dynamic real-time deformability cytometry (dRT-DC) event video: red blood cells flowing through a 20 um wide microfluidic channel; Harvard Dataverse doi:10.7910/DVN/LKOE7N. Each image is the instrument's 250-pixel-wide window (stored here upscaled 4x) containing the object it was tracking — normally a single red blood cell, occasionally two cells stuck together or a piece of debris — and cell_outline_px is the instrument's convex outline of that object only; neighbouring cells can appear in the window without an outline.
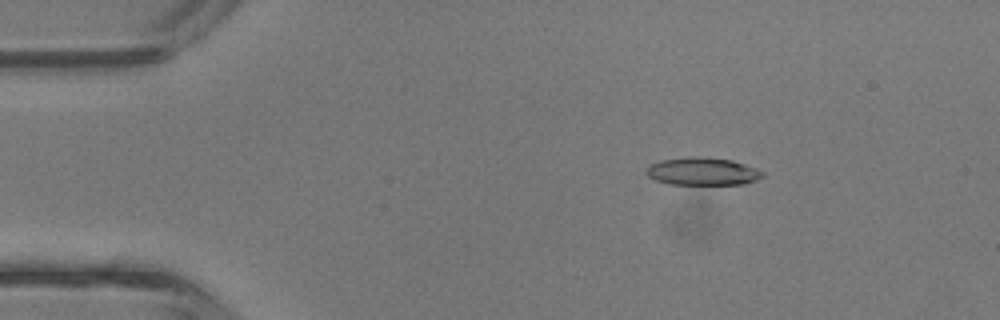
{"species": "common noctule bat (a hibernating species)", "species_latin": "Nyctalus noctula", "temperature_condition": "room temperature", "stored_images_in_passage": 43, "camera_frame_rate_fps": 3000, "um_per_image_px": 0.085, "animal": {"sex": "male", "body_mass_g": 13.3}, "frame": {"image": 1, "passage_image": 7, "time_ms": 2.0, "image_size_px": [1000, 320], "cell_outline_px": [[764, 176], [756, 180], [744, 184], [668, 184], [656, 180], [648, 176], [648, 164], [660, 160], [688, 156], [696, 156], [732, 160], [744, 164], [764, 172]], "centroid_in_image_um": [59.7, 14.56], "position_along_channel_um": 25.3, "area_um2": 18.73}}
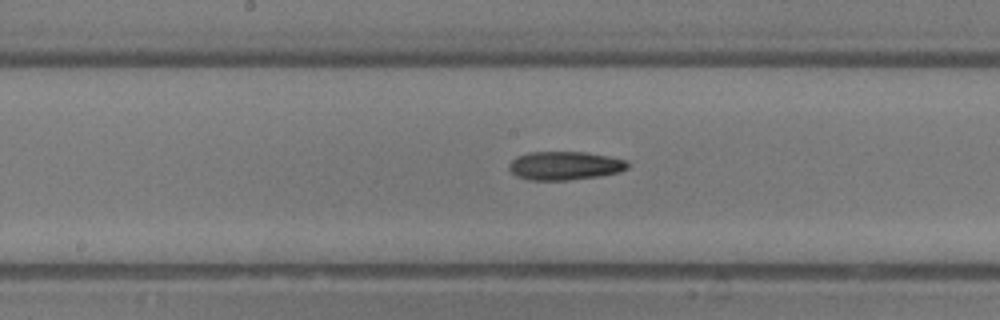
{"frame": {"image": 2, "passage_image": 22, "time_ms": 7.0, "image_size_px": [1000, 320], "cell_outline_px": [[628, 168], [620, 172], [600, 176], [568, 180], [528, 180], [516, 176], [508, 168], [508, 164], [516, 156], [528, 152], [584, 152], [608, 156], [628, 160]], "centroid_in_image_um": [48.0, 14.08], "position_along_channel_um": 200.2, "area_um2": 19.88}}
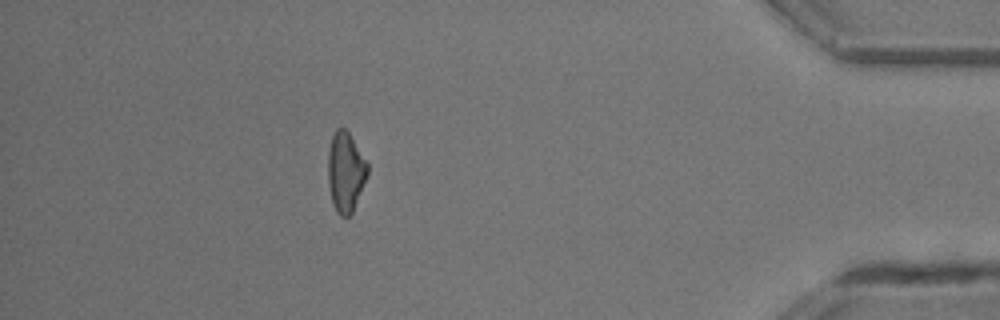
{"frame": {"image": 3, "passage_image": 38, "time_ms": 12.333, "image_size_px": [1000, 320], "cell_outline_px": [[368, 172], [352, 212], [348, 216], [340, 216], [336, 212], [332, 204], [328, 184], [328, 148], [332, 136], [336, 128], [344, 128], [348, 132], [368, 164]], "centroid_in_image_um": [29.34, 14.61], "position_along_channel_um": 405.9, "area_um2": 18.21}, "authors_computed_cell_mechanics": {"area_um2": 18.9006, "velocity_mm_per_s": 4.844, "shape_relaxation_time_tau1_ms": 4.7315, "shape_relaxation_time_tau2_ms": null, "deformation_change_tau1": 0.1379, "deformation_change_tau2": null}}